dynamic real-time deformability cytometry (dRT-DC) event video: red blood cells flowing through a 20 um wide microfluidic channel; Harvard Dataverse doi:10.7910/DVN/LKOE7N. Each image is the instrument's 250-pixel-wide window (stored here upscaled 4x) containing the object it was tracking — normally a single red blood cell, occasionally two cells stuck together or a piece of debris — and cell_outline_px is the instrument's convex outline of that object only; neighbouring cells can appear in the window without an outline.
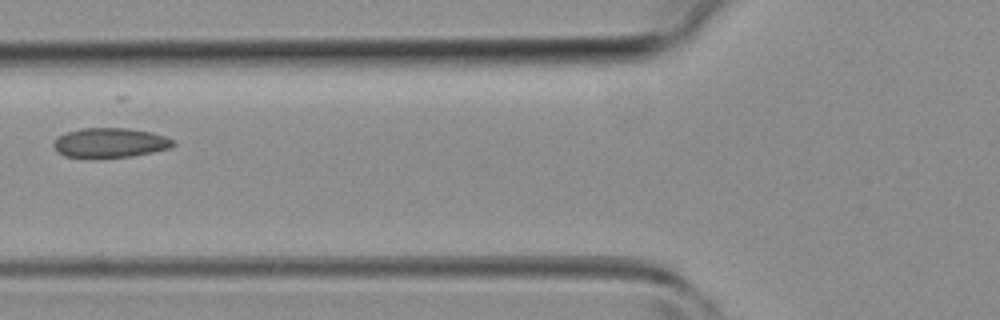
{"species": "common noctule bat (a hibernating species)", "species_latin": "Nyctalus noctula", "temperature_condition": "room temperature", "stored_images_in_passage": 6, "camera_frame_rate_fps": 3000, "um_per_image_px": 0.085, "animal": {"sex": "female", "body_mass_g": 19.3, "forearm_length_mm": 54.1}, "frame": {"image": 1, "passage_image": 6, "time_ms": 5.667, "image_size_px": [1000, 320], "cell_outline_px": [[176, 144], [172, 148], [132, 156], [96, 160], [64, 156], [56, 152], [52, 144], [60, 136], [68, 132], [80, 128], [124, 128], [152, 132], [176, 140]], "centroid_in_image_um": [9.36, 12.17], "position_along_channel_um": 116.4, "area_um2": 21.27}}